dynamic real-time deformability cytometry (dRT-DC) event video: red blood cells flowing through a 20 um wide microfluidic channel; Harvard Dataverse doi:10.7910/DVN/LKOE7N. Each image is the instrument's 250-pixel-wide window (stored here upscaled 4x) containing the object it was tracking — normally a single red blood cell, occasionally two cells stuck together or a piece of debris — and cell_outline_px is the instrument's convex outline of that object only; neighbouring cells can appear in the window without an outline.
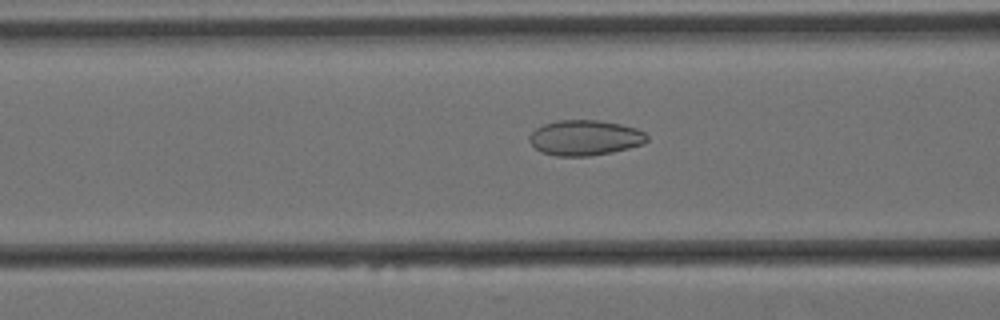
{"species": "Egyptian fruit bat (a non-hibernating species)", "species_latin": "Rousettus aegyptiacus", "temperature_condition": "cold", "stored_images_in_passage": 49, "camera_frame_rate_fps": 3000, "um_per_image_px": 0.085, "animal": {"sex": "female"}, "frame": {"image": 1, "passage_image": 14, "time_ms": 4.333, "image_size_px": [1000, 320], "cell_outline_px": [[648, 140], [644, 144], [612, 152], [588, 156], [556, 156], [540, 152], [528, 140], [528, 136], [536, 128], [544, 124], [556, 120], [600, 120], [620, 124], [636, 128], [644, 132], [648, 136]], "centroid_in_image_um": [49.71, 11.71], "position_along_channel_um": 116.9, "area_um2": 24.33}}
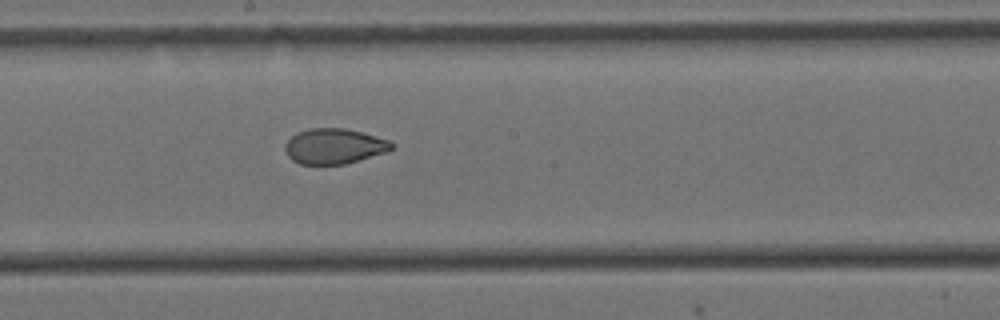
{"frame": {"image": 2, "passage_image": 23, "time_ms": 7.333, "image_size_px": [1000, 320], "cell_outline_px": [[396, 144], [388, 152], [344, 164], [300, 164], [292, 160], [288, 156], [284, 148], [284, 144], [296, 132], [308, 128], [344, 128], [360, 132], [388, 140]], "centroid_in_image_um": [28.39, 12.43], "position_along_channel_um": 219.8, "area_um2": 21.96}}
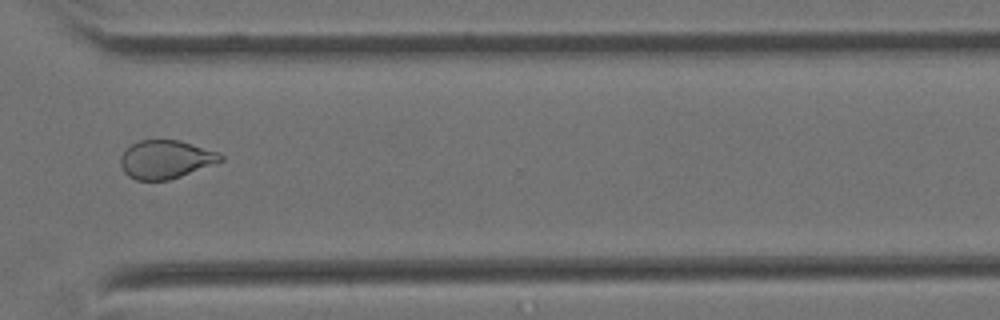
{"frame": {"image": 3, "passage_image": 35, "time_ms": 11.333, "image_size_px": [1000, 320], "cell_outline_px": [[224, 160], [180, 176], [168, 180], [136, 180], [128, 176], [124, 172], [120, 164], [120, 156], [132, 144], [140, 140], [180, 140], [220, 152], [224, 156]], "centroid_in_image_um": [14.09, 13.54], "position_along_channel_um": 356.5, "area_um2": 22.31}, "authors_computed_cell_mechanics": {"area_um2": 22.3108, "velocity_mm_per_s": 3.427, "shape_relaxation_time_tau1_ms": null, "shape_relaxation_time_tau2_ms": 1.8967, "deformation_change_tau1": null, "deformation_change_tau2": 0.0655}}